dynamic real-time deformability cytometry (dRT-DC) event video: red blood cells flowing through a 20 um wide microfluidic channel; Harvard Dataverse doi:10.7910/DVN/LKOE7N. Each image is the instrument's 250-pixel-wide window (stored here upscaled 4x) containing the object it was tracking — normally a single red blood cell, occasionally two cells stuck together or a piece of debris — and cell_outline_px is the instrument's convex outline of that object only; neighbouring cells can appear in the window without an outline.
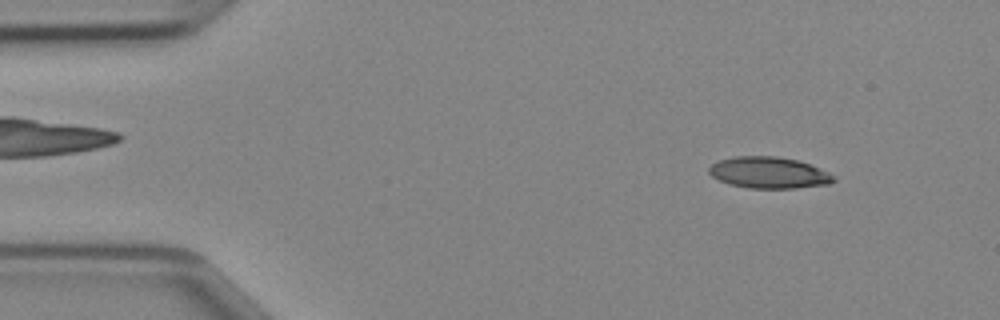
{"species": "Egyptian fruit bat (a non-hibernating species)", "species_latin": "Rousettus aegyptiacus", "temperature_condition": "cold", "stored_images_in_passage": 45, "camera_frame_rate_fps": 3000, "um_per_image_px": 0.085, "animal": {"sex": "female"}, "frame": {"image": 1, "passage_image": 4, "time_ms": 1.0, "image_size_px": [1000, 320], "cell_outline_px": [[836, 180], [828, 184], [796, 188], [748, 188], [728, 184], [712, 176], [708, 172], [708, 168], [712, 164], [720, 160], [732, 156], [776, 156], [796, 160], [820, 168], [836, 176]], "centroid_in_image_um": [65.35, 14.68], "position_along_channel_um": 19.7, "area_um2": 22.83}}
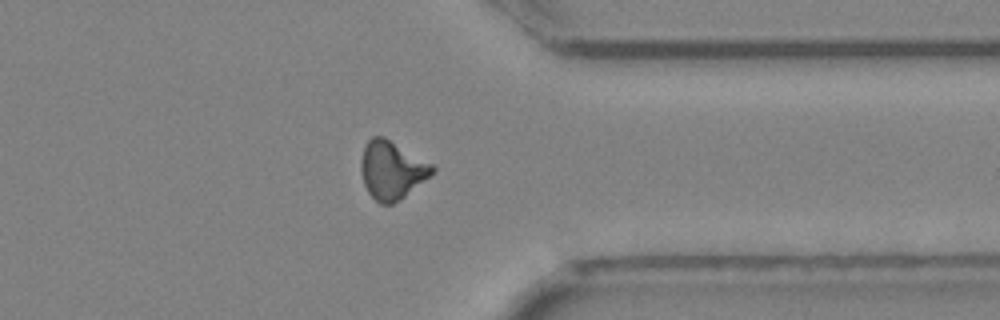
{"frame": {"image": 2, "passage_image": 35, "time_ms": 11.333, "image_size_px": [1000, 320], "cell_outline_px": [[436, 168], [428, 176], [404, 196], [392, 204], [380, 204], [368, 192], [364, 184], [360, 168], [360, 160], [364, 144], [372, 136], [384, 136], [432, 164]], "centroid_in_image_um": [33.24, 14.42], "position_along_channel_um": 378.2, "area_um2": 23.81}}
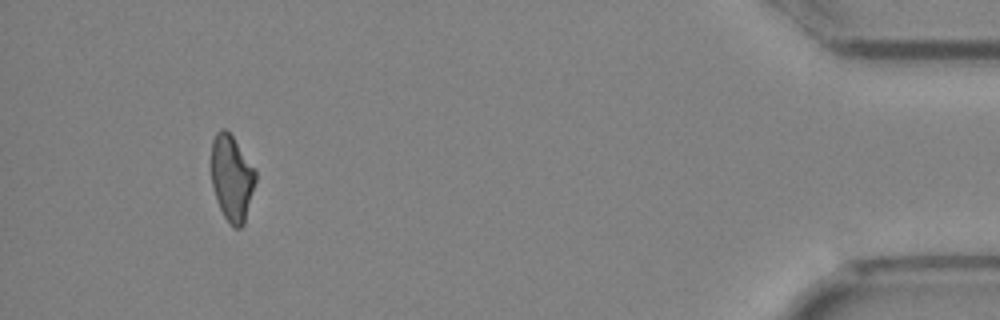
{"frame": {"image": 3, "passage_image": 42, "time_ms": 13.667, "image_size_px": [1000, 320], "cell_outline_px": [[256, 180], [244, 224], [240, 228], [232, 228], [224, 216], [216, 200], [212, 184], [212, 140], [216, 132], [220, 128], [224, 128], [232, 136], [256, 172]], "centroid_in_image_um": [19.69, 15.16], "position_along_channel_um": 415.5, "area_um2": 21.91}}